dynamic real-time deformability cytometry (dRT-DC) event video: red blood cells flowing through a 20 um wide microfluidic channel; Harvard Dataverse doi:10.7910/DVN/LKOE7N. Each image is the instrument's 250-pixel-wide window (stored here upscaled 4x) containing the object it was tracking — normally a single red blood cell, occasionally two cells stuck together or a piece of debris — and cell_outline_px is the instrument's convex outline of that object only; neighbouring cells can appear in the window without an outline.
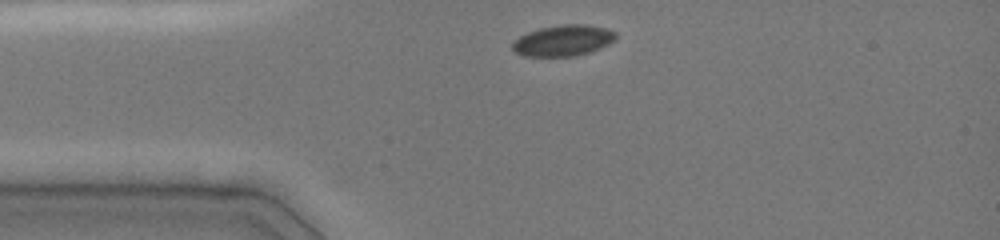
{"species": "common noctule bat (a hibernating species)", "species_latin": "Nyctalus noctula", "temperature_condition": "cold", "stored_images_in_passage": 2, "camera_frame_rate_fps": 3000, "um_per_image_px": 0.085, "animal": {"sex": "female", "body_mass_g": 19.0, "forearm_length_mm": 51.5}, "frame": {"image": 1, "passage_image": 2, "time_ms": 0.333, "image_size_px": [1000, 240], "cell_outline_px": [[616, 40], [600, 48], [576, 56], [524, 56], [516, 52], [512, 48], [512, 40], [528, 32], [540, 28], [564, 24], [584, 24], [604, 28], [616, 32]], "centroid_in_image_um": [47.86, 3.44], "position_along_channel_um": 37.1, "area_um2": 18.61}}